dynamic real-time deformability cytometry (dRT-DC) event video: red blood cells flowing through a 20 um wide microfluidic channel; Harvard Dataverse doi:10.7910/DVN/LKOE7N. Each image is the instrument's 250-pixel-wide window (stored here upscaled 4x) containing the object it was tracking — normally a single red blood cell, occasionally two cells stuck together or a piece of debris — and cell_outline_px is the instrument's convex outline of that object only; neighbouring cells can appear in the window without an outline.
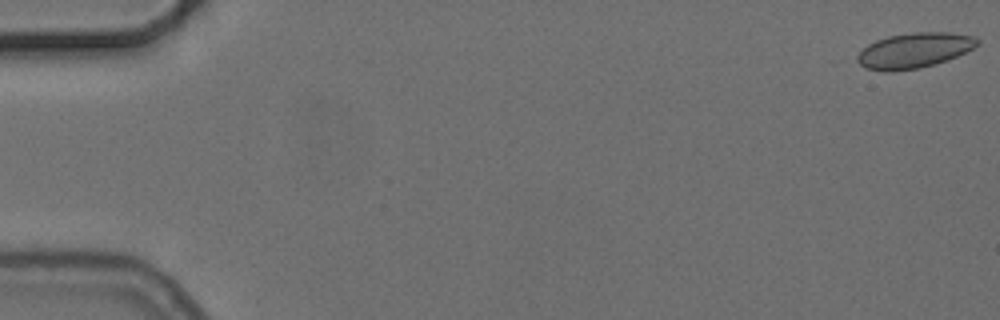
{"species": "common noctule bat (a hibernating species)", "species_latin": "Nyctalus noctula", "temperature_condition": "cold", "stored_images_in_passage": 13, "camera_frame_rate_fps": 3000, "um_per_image_px": 0.085, "animal": {"sex": "female", "body_mass_g": 24.6, "forearm_length_mm": 56.2}, "frame": {"image": 1, "passage_image": 1, "time_ms": 0.0, "image_size_px": [1000, 320], "cell_outline_px": [[980, 44], [956, 56], [936, 64], [920, 68], [892, 72], [884, 72], [864, 68], [856, 60], [856, 56], [868, 44], [876, 40], [888, 36], [912, 32], [948, 32], [976, 36], [980, 40]], "centroid_in_image_um": [77.7, 4.29], "position_along_channel_um": 7.3, "area_um2": 24.85}}